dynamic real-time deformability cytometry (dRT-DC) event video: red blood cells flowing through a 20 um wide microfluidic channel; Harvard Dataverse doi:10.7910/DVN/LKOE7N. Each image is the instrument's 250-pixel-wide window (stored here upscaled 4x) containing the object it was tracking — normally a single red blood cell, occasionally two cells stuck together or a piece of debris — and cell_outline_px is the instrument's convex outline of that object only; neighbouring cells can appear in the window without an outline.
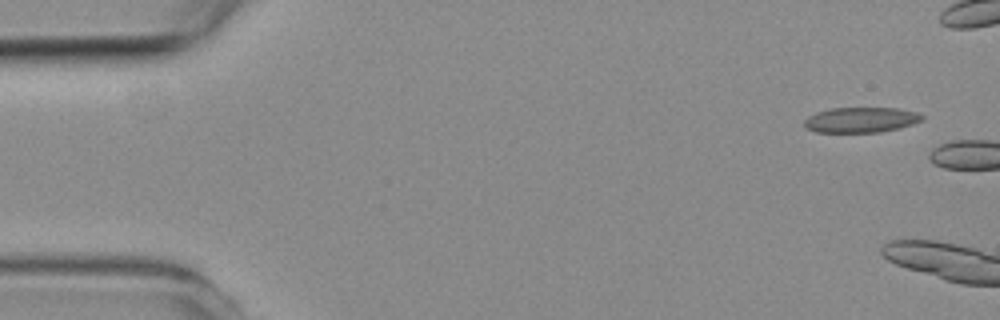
{"species": "common noctule bat (a hibernating species)", "species_latin": "Nyctalus noctula", "temperature_condition": "room temperature", "stored_images_in_passage": 2, "camera_frame_rate_fps": 3000, "um_per_image_px": 0.085, "animal": {"sex": "female", "body_mass_g": 19.3, "forearm_length_mm": 54.1}, "frame": {"image": 1, "passage_image": 1, "time_ms": 0.0, "image_size_px": [1000, 320], "cell_outline_px": [[924, 120], [900, 128], [880, 132], [816, 132], [808, 128], [804, 124], [804, 120], [808, 116], [816, 112], [832, 108], [900, 108], [916, 112], [924, 116]], "centroid_in_image_um": [73.21, 10.18], "position_along_channel_um": 11.8, "area_um2": 17.4}}